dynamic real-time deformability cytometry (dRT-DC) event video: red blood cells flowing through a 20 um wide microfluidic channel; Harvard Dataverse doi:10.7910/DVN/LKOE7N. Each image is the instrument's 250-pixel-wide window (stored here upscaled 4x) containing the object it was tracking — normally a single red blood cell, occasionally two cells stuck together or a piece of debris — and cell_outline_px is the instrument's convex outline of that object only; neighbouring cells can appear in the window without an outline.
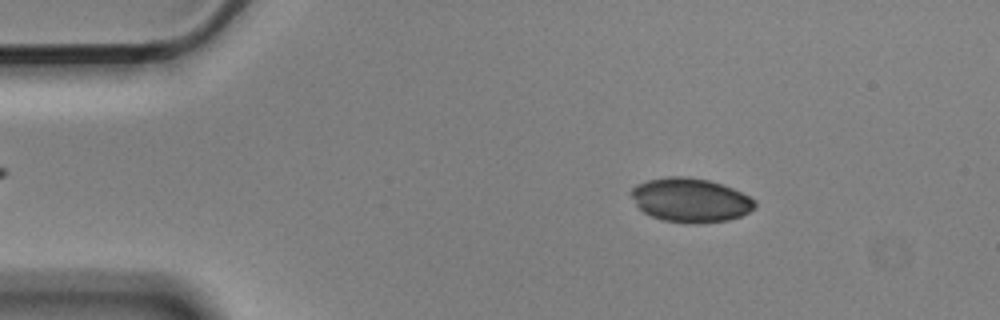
{"species": "Egyptian fruit bat (a non-hibernating species)", "species_latin": "Rousettus aegyptiacus", "temperature_condition": "cold", "stored_images_in_passage": 3, "camera_frame_rate_fps": 3000, "um_per_image_px": 0.085, "animal": {"sex": "male"}, "frame": {"image": 1, "passage_image": 1, "time_ms": 0.0, "image_size_px": [1000, 320], "cell_outline_px": [[756, 208], [740, 216], [728, 220], [696, 224], [684, 224], [660, 220], [644, 212], [636, 204], [632, 196], [632, 188], [636, 184], [648, 180], [668, 176], [688, 176], [708, 180], [732, 188], [756, 200]], "centroid_in_image_um": [58.69, 17.02], "position_along_channel_um": 26.3, "area_um2": 31.85}}